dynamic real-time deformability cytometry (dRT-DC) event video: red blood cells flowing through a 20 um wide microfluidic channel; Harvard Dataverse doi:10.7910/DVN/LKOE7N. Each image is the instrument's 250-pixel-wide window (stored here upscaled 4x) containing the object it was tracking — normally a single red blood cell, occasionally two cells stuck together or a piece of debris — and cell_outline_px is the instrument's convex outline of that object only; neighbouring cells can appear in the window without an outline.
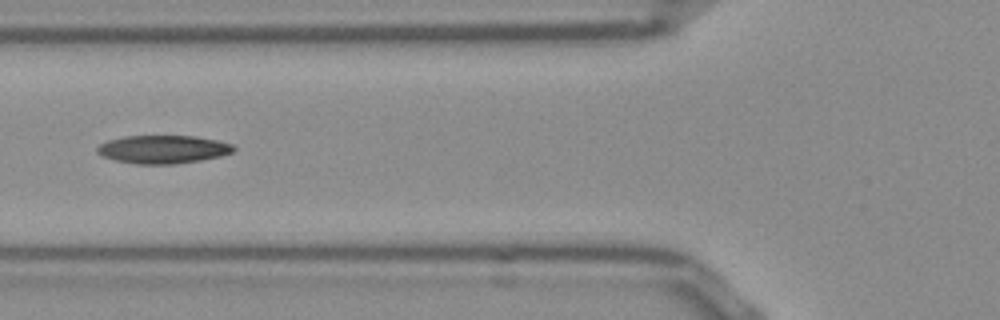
{"species": "Egyptian fruit bat (a non-hibernating species)", "species_latin": "Rousettus aegyptiacus", "temperature_condition": "room temperature", "stored_images_in_passage": 38, "camera_frame_rate_fps": 3000, "um_per_image_px": 0.085, "frame": {"image": 1, "passage_image": 6, "time_ms": 1.667, "image_size_px": [1000, 320], "cell_outline_px": [[236, 148], [232, 152], [220, 156], [200, 160], [172, 164], [136, 164], [116, 160], [104, 156], [96, 152], [96, 148], [100, 144], [108, 140], [124, 136], [196, 136], [216, 140], [232, 144]], "centroid_in_image_um": [13.85, 12.69], "position_along_channel_um": 112.0, "area_um2": 22.25}}
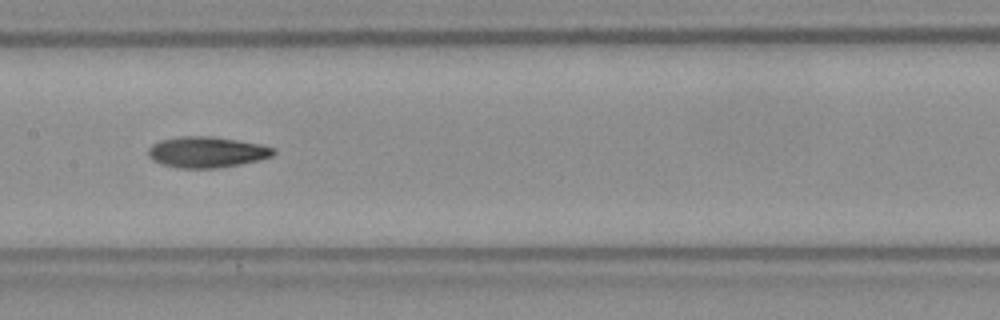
{"frame": {"image": 2, "passage_image": 12, "time_ms": 3.667, "image_size_px": [1000, 320], "cell_outline_px": [[276, 152], [272, 156], [240, 164], [216, 168], [176, 168], [160, 164], [152, 160], [148, 156], [148, 148], [152, 144], [160, 140], [180, 136], [212, 136], [260, 144], [276, 148]], "centroid_in_image_um": [17.54, 12.93], "position_along_channel_um": 189.9, "area_um2": 22.66}, "authors_computed_cell_mechanics": {"area_um2": 21.7617, "velocity_mm_per_s": 3.8684, "shape_relaxation_time_tau1_ms": null, "shape_relaxation_time_tau2_ms": 11.3453, "deformation_change_tau1": null, "deformation_change_tau2": 0.2255}}